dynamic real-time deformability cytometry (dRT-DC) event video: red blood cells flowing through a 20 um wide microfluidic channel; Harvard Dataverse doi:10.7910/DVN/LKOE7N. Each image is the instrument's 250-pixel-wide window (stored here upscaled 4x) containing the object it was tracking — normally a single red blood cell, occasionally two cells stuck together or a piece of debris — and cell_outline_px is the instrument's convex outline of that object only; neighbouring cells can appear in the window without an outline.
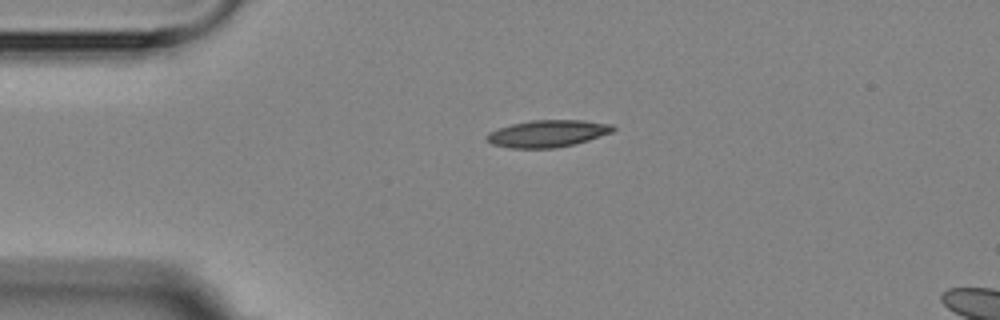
{"species": "Egyptian fruit bat (a non-hibernating species)", "species_latin": "Rousettus aegyptiacus", "temperature_condition": "room temperature", "stored_images_in_passage": 3, "camera_frame_rate_fps": 3000, "um_per_image_px": 0.085, "animal": {"sex": "female"}, "frame": {"image": 1, "passage_image": 1, "time_ms": 0.0, "image_size_px": [1000, 320], "cell_outline_px": [[616, 128], [612, 132], [588, 140], [556, 148], [508, 148], [492, 144], [484, 140], [484, 136], [488, 132], [512, 124], [532, 120], [584, 120], [612, 124]], "centroid_in_image_um": [46.51, 11.35], "position_along_channel_um": 38.5, "area_um2": 19.94}}
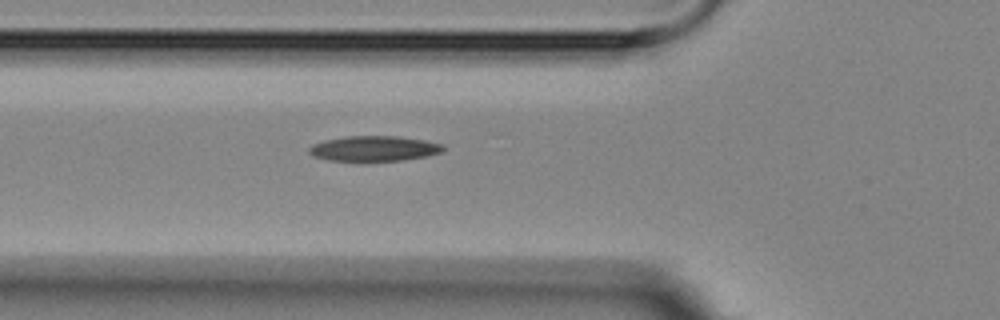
{"frame": {"image": 2, "passage_image": 3, "time_ms": 2.333, "image_size_px": [1000, 320], "cell_outline_px": [[444, 148], [440, 152], [424, 156], [404, 160], [328, 160], [312, 156], [308, 152], [308, 148], [312, 144], [324, 140], [344, 136], [400, 136], [424, 140], [444, 144]], "centroid_in_image_um": [31.75, 12.61], "position_along_channel_um": 94.0, "area_um2": 19.59}}